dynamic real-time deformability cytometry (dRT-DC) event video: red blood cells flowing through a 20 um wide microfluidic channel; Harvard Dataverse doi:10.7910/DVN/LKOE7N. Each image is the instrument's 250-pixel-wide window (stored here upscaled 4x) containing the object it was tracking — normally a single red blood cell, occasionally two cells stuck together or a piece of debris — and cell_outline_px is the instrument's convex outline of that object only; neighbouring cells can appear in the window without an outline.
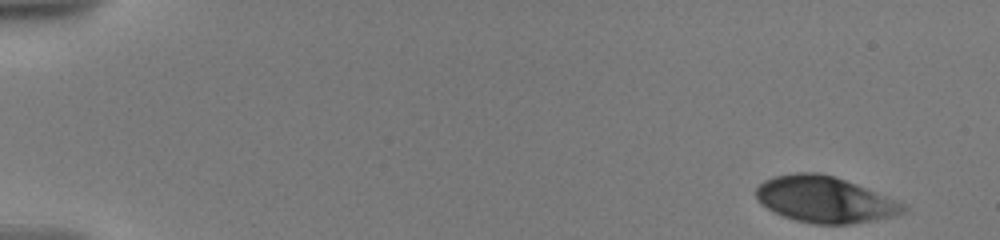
{"species": "human", "species_latin": "Homo sapiens", "temperature_condition": "warm", "stored_images_in_passage": 47, "camera_frame_rate_fps": 3000, "um_per_image_px": 0.085, "donor": {"sex": "male"}, "frame": {"image": 1, "passage_image": 1, "time_ms": 0.0, "image_size_px": [1000, 240], "cell_outline_px": [[908, 212], [896, 216], [848, 224], [812, 224], [796, 220], [784, 216], [760, 204], [756, 200], [756, 188], [764, 180], [776, 176], [796, 172], [816, 172], [832, 176], [856, 184], [896, 200], [904, 204], [908, 208]], "centroid_in_image_um": [70.11, 16.97], "position_along_channel_um": 14.9, "area_um2": 39.42}}
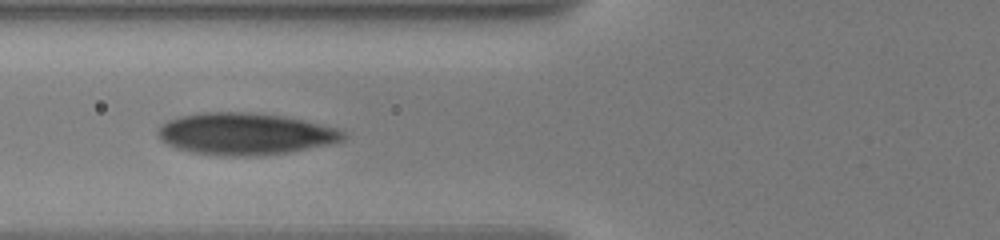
{"frame": {"image": 2, "passage_image": 31, "time_ms": 6.667, "image_size_px": [1000, 240], "cell_outline_px": [[348, 136], [344, 140], [328, 144], [288, 152], [260, 156], [228, 156], [196, 152], [176, 148], [160, 140], [156, 132], [160, 124], [168, 120], [180, 116], [204, 112], [256, 112], [284, 116], [304, 120], [336, 128], [344, 132]], "centroid_in_image_um": [20.83, 11.37], "position_along_channel_um": 105.0, "area_um2": 45.26}}
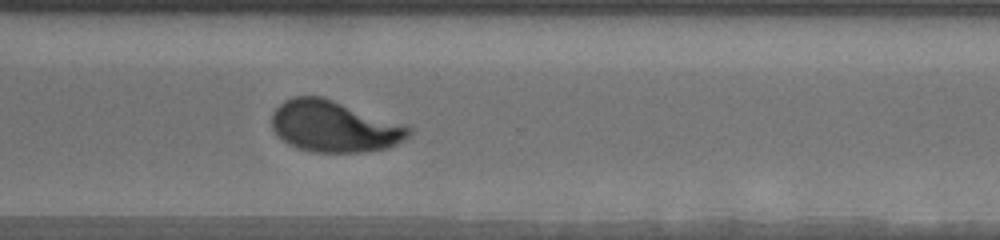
{"frame": {"image": 3, "passage_image": 47, "time_ms": 13.333, "image_size_px": [1000, 240], "cell_outline_px": [[412, 132], [408, 136], [396, 144], [388, 148], [360, 152], [316, 152], [300, 148], [288, 144], [276, 136], [272, 128], [272, 112], [284, 100], [292, 96], [324, 96], [404, 124], [412, 128]], "centroid_in_image_um": [28.38, 10.73], "position_along_channel_um": 342.2, "area_um2": 41.15}}